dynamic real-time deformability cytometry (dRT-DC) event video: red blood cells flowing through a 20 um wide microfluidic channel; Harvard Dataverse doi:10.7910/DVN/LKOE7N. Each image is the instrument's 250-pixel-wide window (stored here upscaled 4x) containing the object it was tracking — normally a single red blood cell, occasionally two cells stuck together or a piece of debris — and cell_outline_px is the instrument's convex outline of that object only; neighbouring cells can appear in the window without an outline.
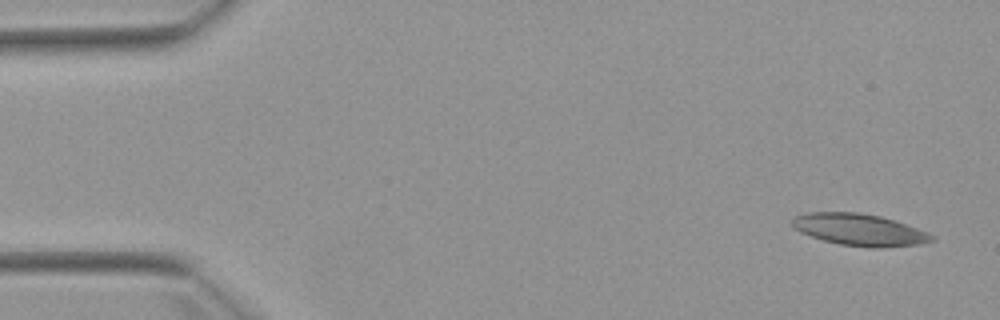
{"species": "Egyptian fruit bat (a non-hibernating species)", "species_latin": "Rousettus aegyptiacus", "temperature_condition": "warm", "stored_images_in_passage": 8, "camera_frame_rate_fps": 3000, "um_per_image_px": 0.085, "animal": {"sex": "female"}, "frame": {"image": 1, "passage_image": 1, "time_ms": 0.0, "image_size_px": [1000, 320], "cell_outline_px": [[936, 240], [920, 244], [880, 248], [868, 248], [840, 244], [824, 240], [800, 232], [792, 224], [792, 220], [796, 216], [808, 212], [860, 212], [880, 216], [928, 232], [936, 236]], "centroid_in_image_um": [73.09, 19.53], "position_along_channel_um": 11.9, "area_um2": 25.78}}
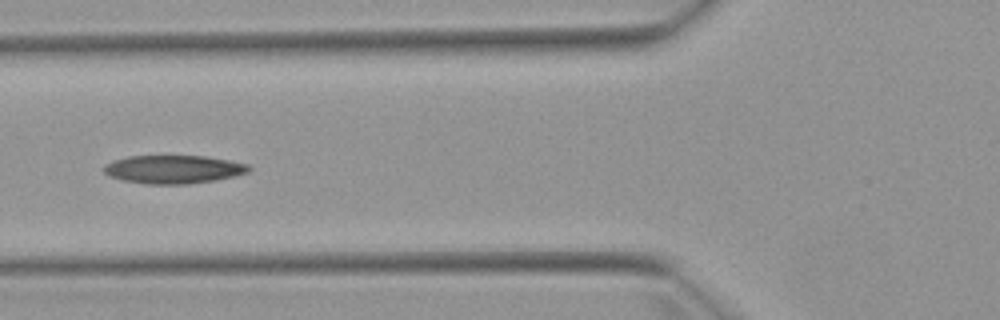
{"frame": {"image": 2, "passage_image": 5, "time_ms": 5.667, "image_size_px": [1000, 320], "cell_outline_px": [[252, 168], [248, 172], [236, 176], [216, 180], [188, 184], [144, 184], [124, 180], [108, 176], [104, 172], [104, 164], [112, 160], [128, 156], [204, 156], [228, 160], [248, 164]], "centroid_in_image_um": [14.74, 14.39], "position_along_channel_um": 111.1, "area_um2": 24.04}}
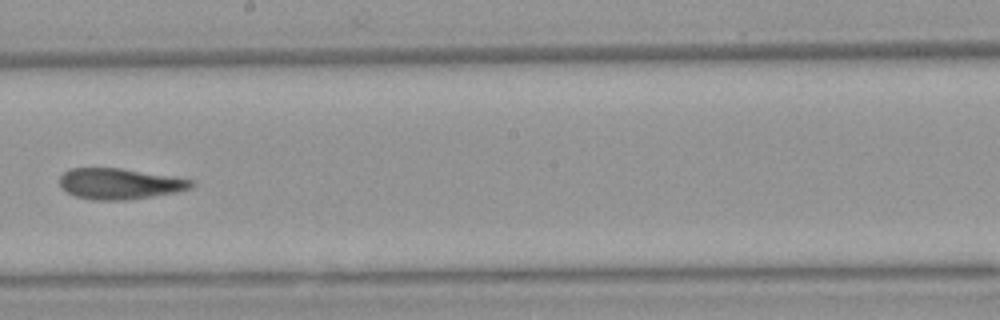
{"frame": {"image": 3, "passage_image": 8, "time_ms": 9.0, "image_size_px": [1000, 320], "cell_outline_px": [[196, 184], [192, 188], [176, 192], [152, 196], [124, 200], [92, 200], [76, 196], [60, 188], [60, 176], [64, 172], [72, 168], [120, 168], [172, 176], [192, 180]], "centroid_in_image_um": [10.17, 15.62], "position_along_channel_um": 238.0, "area_um2": 23.64}}